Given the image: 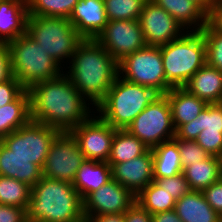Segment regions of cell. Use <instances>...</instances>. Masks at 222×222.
<instances>
[{
    "instance_id": "obj_1",
    "label": "cell",
    "mask_w": 222,
    "mask_h": 222,
    "mask_svg": "<svg viewBox=\"0 0 222 222\" xmlns=\"http://www.w3.org/2000/svg\"><path fill=\"white\" fill-rule=\"evenodd\" d=\"M28 91L31 121L61 132H70L95 113L92 104L64 72L54 79L33 85Z\"/></svg>"
},
{
    "instance_id": "obj_2",
    "label": "cell",
    "mask_w": 222,
    "mask_h": 222,
    "mask_svg": "<svg viewBox=\"0 0 222 222\" xmlns=\"http://www.w3.org/2000/svg\"><path fill=\"white\" fill-rule=\"evenodd\" d=\"M118 62L96 39H83L64 73L94 108L105 98L119 75Z\"/></svg>"
},
{
    "instance_id": "obj_3",
    "label": "cell",
    "mask_w": 222,
    "mask_h": 222,
    "mask_svg": "<svg viewBox=\"0 0 222 222\" xmlns=\"http://www.w3.org/2000/svg\"><path fill=\"white\" fill-rule=\"evenodd\" d=\"M27 222H86L73 184L43 177L31 187Z\"/></svg>"
},
{
    "instance_id": "obj_4",
    "label": "cell",
    "mask_w": 222,
    "mask_h": 222,
    "mask_svg": "<svg viewBox=\"0 0 222 222\" xmlns=\"http://www.w3.org/2000/svg\"><path fill=\"white\" fill-rule=\"evenodd\" d=\"M158 95L154 89L131 83L118 75L95 113L114 129L126 130Z\"/></svg>"
},
{
    "instance_id": "obj_5",
    "label": "cell",
    "mask_w": 222,
    "mask_h": 222,
    "mask_svg": "<svg viewBox=\"0 0 222 222\" xmlns=\"http://www.w3.org/2000/svg\"><path fill=\"white\" fill-rule=\"evenodd\" d=\"M167 83L184 87L206 64V44L200 31H186L180 38L159 46Z\"/></svg>"
},
{
    "instance_id": "obj_6",
    "label": "cell",
    "mask_w": 222,
    "mask_h": 222,
    "mask_svg": "<svg viewBox=\"0 0 222 222\" xmlns=\"http://www.w3.org/2000/svg\"><path fill=\"white\" fill-rule=\"evenodd\" d=\"M13 76L26 90L33 85L54 79L64 69L27 33L7 43Z\"/></svg>"
},
{
    "instance_id": "obj_7",
    "label": "cell",
    "mask_w": 222,
    "mask_h": 222,
    "mask_svg": "<svg viewBox=\"0 0 222 222\" xmlns=\"http://www.w3.org/2000/svg\"><path fill=\"white\" fill-rule=\"evenodd\" d=\"M26 33L64 69L83 38L68 18L28 15ZM65 60V61H64Z\"/></svg>"
},
{
    "instance_id": "obj_8",
    "label": "cell",
    "mask_w": 222,
    "mask_h": 222,
    "mask_svg": "<svg viewBox=\"0 0 222 222\" xmlns=\"http://www.w3.org/2000/svg\"><path fill=\"white\" fill-rule=\"evenodd\" d=\"M119 76L134 84L166 94L172 87L167 83L159 46H145L118 63Z\"/></svg>"
},
{
    "instance_id": "obj_9",
    "label": "cell",
    "mask_w": 222,
    "mask_h": 222,
    "mask_svg": "<svg viewBox=\"0 0 222 222\" xmlns=\"http://www.w3.org/2000/svg\"><path fill=\"white\" fill-rule=\"evenodd\" d=\"M126 130L136 136L149 149L174 139L175 128L167 96L159 94Z\"/></svg>"
},
{
    "instance_id": "obj_10",
    "label": "cell",
    "mask_w": 222,
    "mask_h": 222,
    "mask_svg": "<svg viewBox=\"0 0 222 222\" xmlns=\"http://www.w3.org/2000/svg\"><path fill=\"white\" fill-rule=\"evenodd\" d=\"M61 133L57 128L29 121L1 142L15 155L29 159V162L43 169L47 154L55 138Z\"/></svg>"
},
{
    "instance_id": "obj_11",
    "label": "cell",
    "mask_w": 222,
    "mask_h": 222,
    "mask_svg": "<svg viewBox=\"0 0 222 222\" xmlns=\"http://www.w3.org/2000/svg\"><path fill=\"white\" fill-rule=\"evenodd\" d=\"M85 161L72 134L61 132L50 147L42 169V176L72 183L78 169Z\"/></svg>"
},
{
    "instance_id": "obj_12",
    "label": "cell",
    "mask_w": 222,
    "mask_h": 222,
    "mask_svg": "<svg viewBox=\"0 0 222 222\" xmlns=\"http://www.w3.org/2000/svg\"><path fill=\"white\" fill-rule=\"evenodd\" d=\"M116 130L94 113L70 133L86 160L108 162Z\"/></svg>"
},
{
    "instance_id": "obj_13",
    "label": "cell",
    "mask_w": 222,
    "mask_h": 222,
    "mask_svg": "<svg viewBox=\"0 0 222 222\" xmlns=\"http://www.w3.org/2000/svg\"><path fill=\"white\" fill-rule=\"evenodd\" d=\"M96 40L118 63L147 46L139 20L108 21Z\"/></svg>"
},
{
    "instance_id": "obj_14",
    "label": "cell",
    "mask_w": 222,
    "mask_h": 222,
    "mask_svg": "<svg viewBox=\"0 0 222 222\" xmlns=\"http://www.w3.org/2000/svg\"><path fill=\"white\" fill-rule=\"evenodd\" d=\"M139 21L148 46L165 45L187 31L166 10L151 0L145 2Z\"/></svg>"
},
{
    "instance_id": "obj_15",
    "label": "cell",
    "mask_w": 222,
    "mask_h": 222,
    "mask_svg": "<svg viewBox=\"0 0 222 222\" xmlns=\"http://www.w3.org/2000/svg\"><path fill=\"white\" fill-rule=\"evenodd\" d=\"M135 201L136 196L130 190L111 179L83 200L84 217L124 214Z\"/></svg>"
},
{
    "instance_id": "obj_16",
    "label": "cell",
    "mask_w": 222,
    "mask_h": 222,
    "mask_svg": "<svg viewBox=\"0 0 222 222\" xmlns=\"http://www.w3.org/2000/svg\"><path fill=\"white\" fill-rule=\"evenodd\" d=\"M111 166L112 179L137 196L147 185L153 182V154L149 149L143 155Z\"/></svg>"
},
{
    "instance_id": "obj_17",
    "label": "cell",
    "mask_w": 222,
    "mask_h": 222,
    "mask_svg": "<svg viewBox=\"0 0 222 222\" xmlns=\"http://www.w3.org/2000/svg\"><path fill=\"white\" fill-rule=\"evenodd\" d=\"M69 20L83 39H96L108 22L104 0H78Z\"/></svg>"
},
{
    "instance_id": "obj_18",
    "label": "cell",
    "mask_w": 222,
    "mask_h": 222,
    "mask_svg": "<svg viewBox=\"0 0 222 222\" xmlns=\"http://www.w3.org/2000/svg\"><path fill=\"white\" fill-rule=\"evenodd\" d=\"M27 0H0V43H9L26 33Z\"/></svg>"
},
{
    "instance_id": "obj_19",
    "label": "cell",
    "mask_w": 222,
    "mask_h": 222,
    "mask_svg": "<svg viewBox=\"0 0 222 222\" xmlns=\"http://www.w3.org/2000/svg\"><path fill=\"white\" fill-rule=\"evenodd\" d=\"M184 88L207 104L222 103V72L206 63Z\"/></svg>"
},
{
    "instance_id": "obj_20",
    "label": "cell",
    "mask_w": 222,
    "mask_h": 222,
    "mask_svg": "<svg viewBox=\"0 0 222 222\" xmlns=\"http://www.w3.org/2000/svg\"><path fill=\"white\" fill-rule=\"evenodd\" d=\"M165 95L169 100L175 131L197 118L208 105L184 87L171 88Z\"/></svg>"
},
{
    "instance_id": "obj_21",
    "label": "cell",
    "mask_w": 222,
    "mask_h": 222,
    "mask_svg": "<svg viewBox=\"0 0 222 222\" xmlns=\"http://www.w3.org/2000/svg\"><path fill=\"white\" fill-rule=\"evenodd\" d=\"M0 175L15 178L32 187L42 178V169L25 157L15 156L0 142Z\"/></svg>"
},
{
    "instance_id": "obj_22",
    "label": "cell",
    "mask_w": 222,
    "mask_h": 222,
    "mask_svg": "<svg viewBox=\"0 0 222 222\" xmlns=\"http://www.w3.org/2000/svg\"><path fill=\"white\" fill-rule=\"evenodd\" d=\"M175 212L183 222H221V216L206 202L202 191H191L176 200Z\"/></svg>"
},
{
    "instance_id": "obj_23",
    "label": "cell",
    "mask_w": 222,
    "mask_h": 222,
    "mask_svg": "<svg viewBox=\"0 0 222 222\" xmlns=\"http://www.w3.org/2000/svg\"><path fill=\"white\" fill-rule=\"evenodd\" d=\"M112 179L108 162L86 160L78 169L72 182L82 200Z\"/></svg>"
},
{
    "instance_id": "obj_24",
    "label": "cell",
    "mask_w": 222,
    "mask_h": 222,
    "mask_svg": "<svg viewBox=\"0 0 222 222\" xmlns=\"http://www.w3.org/2000/svg\"><path fill=\"white\" fill-rule=\"evenodd\" d=\"M166 10L187 31H200L206 25V13L192 0H151Z\"/></svg>"
},
{
    "instance_id": "obj_25",
    "label": "cell",
    "mask_w": 222,
    "mask_h": 222,
    "mask_svg": "<svg viewBox=\"0 0 222 222\" xmlns=\"http://www.w3.org/2000/svg\"><path fill=\"white\" fill-rule=\"evenodd\" d=\"M203 130L222 132V103L208 104L197 118L175 131L174 139L196 140Z\"/></svg>"
},
{
    "instance_id": "obj_26",
    "label": "cell",
    "mask_w": 222,
    "mask_h": 222,
    "mask_svg": "<svg viewBox=\"0 0 222 222\" xmlns=\"http://www.w3.org/2000/svg\"><path fill=\"white\" fill-rule=\"evenodd\" d=\"M153 154V179L174 177L183 172L181 157L175 139L151 149Z\"/></svg>"
},
{
    "instance_id": "obj_27",
    "label": "cell",
    "mask_w": 222,
    "mask_h": 222,
    "mask_svg": "<svg viewBox=\"0 0 222 222\" xmlns=\"http://www.w3.org/2000/svg\"><path fill=\"white\" fill-rule=\"evenodd\" d=\"M192 191H203L222 177V158L210 155L183 170Z\"/></svg>"
},
{
    "instance_id": "obj_28",
    "label": "cell",
    "mask_w": 222,
    "mask_h": 222,
    "mask_svg": "<svg viewBox=\"0 0 222 222\" xmlns=\"http://www.w3.org/2000/svg\"><path fill=\"white\" fill-rule=\"evenodd\" d=\"M30 94L25 90L15 101L0 108V138L30 121Z\"/></svg>"
},
{
    "instance_id": "obj_29",
    "label": "cell",
    "mask_w": 222,
    "mask_h": 222,
    "mask_svg": "<svg viewBox=\"0 0 222 222\" xmlns=\"http://www.w3.org/2000/svg\"><path fill=\"white\" fill-rule=\"evenodd\" d=\"M149 148L127 130H116L108 164H120L146 153Z\"/></svg>"
},
{
    "instance_id": "obj_30",
    "label": "cell",
    "mask_w": 222,
    "mask_h": 222,
    "mask_svg": "<svg viewBox=\"0 0 222 222\" xmlns=\"http://www.w3.org/2000/svg\"><path fill=\"white\" fill-rule=\"evenodd\" d=\"M136 202L152 215L173 210L176 200L153 181L136 196Z\"/></svg>"
},
{
    "instance_id": "obj_31",
    "label": "cell",
    "mask_w": 222,
    "mask_h": 222,
    "mask_svg": "<svg viewBox=\"0 0 222 222\" xmlns=\"http://www.w3.org/2000/svg\"><path fill=\"white\" fill-rule=\"evenodd\" d=\"M31 187L15 178L0 175V204L17 206L27 211Z\"/></svg>"
},
{
    "instance_id": "obj_32",
    "label": "cell",
    "mask_w": 222,
    "mask_h": 222,
    "mask_svg": "<svg viewBox=\"0 0 222 222\" xmlns=\"http://www.w3.org/2000/svg\"><path fill=\"white\" fill-rule=\"evenodd\" d=\"M78 0H27L28 15L70 17Z\"/></svg>"
},
{
    "instance_id": "obj_33",
    "label": "cell",
    "mask_w": 222,
    "mask_h": 222,
    "mask_svg": "<svg viewBox=\"0 0 222 222\" xmlns=\"http://www.w3.org/2000/svg\"><path fill=\"white\" fill-rule=\"evenodd\" d=\"M146 1L104 0L107 20H139Z\"/></svg>"
},
{
    "instance_id": "obj_34",
    "label": "cell",
    "mask_w": 222,
    "mask_h": 222,
    "mask_svg": "<svg viewBox=\"0 0 222 222\" xmlns=\"http://www.w3.org/2000/svg\"><path fill=\"white\" fill-rule=\"evenodd\" d=\"M201 32L206 44V63L222 72V33L216 32L207 23Z\"/></svg>"
},
{
    "instance_id": "obj_35",
    "label": "cell",
    "mask_w": 222,
    "mask_h": 222,
    "mask_svg": "<svg viewBox=\"0 0 222 222\" xmlns=\"http://www.w3.org/2000/svg\"><path fill=\"white\" fill-rule=\"evenodd\" d=\"M180 152L182 170L193 165V163L203 161L210 155L195 141L185 139H175Z\"/></svg>"
},
{
    "instance_id": "obj_36",
    "label": "cell",
    "mask_w": 222,
    "mask_h": 222,
    "mask_svg": "<svg viewBox=\"0 0 222 222\" xmlns=\"http://www.w3.org/2000/svg\"><path fill=\"white\" fill-rule=\"evenodd\" d=\"M153 181L159 187L170 193L175 200L180 199L183 195H186L192 191L189 182L185 179L183 173H180L174 177L153 179Z\"/></svg>"
},
{
    "instance_id": "obj_37",
    "label": "cell",
    "mask_w": 222,
    "mask_h": 222,
    "mask_svg": "<svg viewBox=\"0 0 222 222\" xmlns=\"http://www.w3.org/2000/svg\"><path fill=\"white\" fill-rule=\"evenodd\" d=\"M195 141L209 155L222 158V132L203 130Z\"/></svg>"
},
{
    "instance_id": "obj_38",
    "label": "cell",
    "mask_w": 222,
    "mask_h": 222,
    "mask_svg": "<svg viewBox=\"0 0 222 222\" xmlns=\"http://www.w3.org/2000/svg\"><path fill=\"white\" fill-rule=\"evenodd\" d=\"M25 90L14 76L10 80L0 83V108L15 101Z\"/></svg>"
},
{
    "instance_id": "obj_39",
    "label": "cell",
    "mask_w": 222,
    "mask_h": 222,
    "mask_svg": "<svg viewBox=\"0 0 222 222\" xmlns=\"http://www.w3.org/2000/svg\"><path fill=\"white\" fill-rule=\"evenodd\" d=\"M206 202L222 216V177L202 191Z\"/></svg>"
},
{
    "instance_id": "obj_40",
    "label": "cell",
    "mask_w": 222,
    "mask_h": 222,
    "mask_svg": "<svg viewBox=\"0 0 222 222\" xmlns=\"http://www.w3.org/2000/svg\"><path fill=\"white\" fill-rule=\"evenodd\" d=\"M0 222H27L24 208L0 204Z\"/></svg>"
},
{
    "instance_id": "obj_41",
    "label": "cell",
    "mask_w": 222,
    "mask_h": 222,
    "mask_svg": "<svg viewBox=\"0 0 222 222\" xmlns=\"http://www.w3.org/2000/svg\"><path fill=\"white\" fill-rule=\"evenodd\" d=\"M13 77L10 51L7 43H0V83Z\"/></svg>"
},
{
    "instance_id": "obj_42",
    "label": "cell",
    "mask_w": 222,
    "mask_h": 222,
    "mask_svg": "<svg viewBox=\"0 0 222 222\" xmlns=\"http://www.w3.org/2000/svg\"><path fill=\"white\" fill-rule=\"evenodd\" d=\"M124 222H152V217L147 210L135 201L124 213Z\"/></svg>"
},
{
    "instance_id": "obj_43",
    "label": "cell",
    "mask_w": 222,
    "mask_h": 222,
    "mask_svg": "<svg viewBox=\"0 0 222 222\" xmlns=\"http://www.w3.org/2000/svg\"><path fill=\"white\" fill-rule=\"evenodd\" d=\"M206 23L216 32L222 33V0H216L206 14Z\"/></svg>"
},
{
    "instance_id": "obj_44",
    "label": "cell",
    "mask_w": 222,
    "mask_h": 222,
    "mask_svg": "<svg viewBox=\"0 0 222 222\" xmlns=\"http://www.w3.org/2000/svg\"><path fill=\"white\" fill-rule=\"evenodd\" d=\"M152 222H183L175 210L152 214Z\"/></svg>"
},
{
    "instance_id": "obj_45",
    "label": "cell",
    "mask_w": 222,
    "mask_h": 222,
    "mask_svg": "<svg viewBox=\"0 0 222 222\" xmlns=\"http://www.w3.org/2000/svg\"><path fill=\"white\" fill-rule=\"evenodd\" d=\"M86 222H124V214L90 216L86 219Z\"/></svg>"
},
{
    "instance_id": "obj_46",
    "label": "cell",
    "mask_w": 222,
    "mask_h": 222,
    "mask_svg": "<svg viewBox=\"0 0 222 222\" xmlns=\"http://www.w3.org/2000/svg\"><path fill=\"white\" fill-rule=\"evenodd\" d=\"M192 1L196 3L207 14L216 0H192Z\"/></svg>"
}]
</instances>
